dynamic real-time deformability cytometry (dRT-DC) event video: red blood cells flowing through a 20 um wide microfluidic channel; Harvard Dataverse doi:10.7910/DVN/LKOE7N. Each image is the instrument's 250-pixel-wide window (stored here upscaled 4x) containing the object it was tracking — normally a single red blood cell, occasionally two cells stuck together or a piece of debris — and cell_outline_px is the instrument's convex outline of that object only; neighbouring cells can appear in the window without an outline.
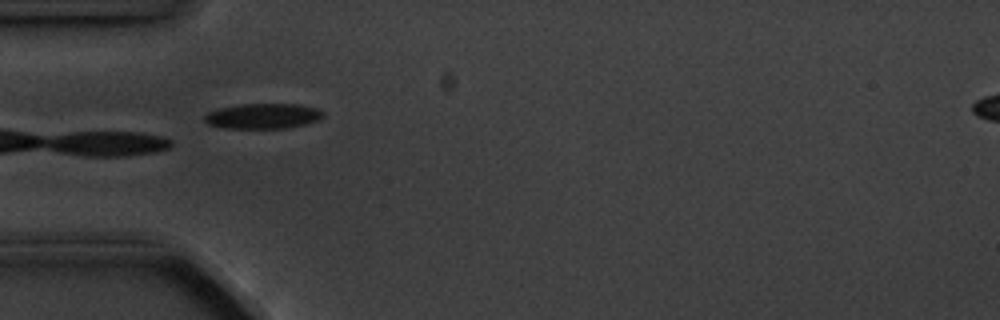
{"species": "common noctule bat (a hibernating species)", "species_latin": "Nyctalus noctula", "temperature_condition": "cold", "stored_images_in_passage": 5, "camera_frame_rate_fps": 3000, "um_per_image_px": 0.085, "animal": {"sex": "male", "body_mass_g": 20.1, "forearm_length_mm": 53.5}, "frame": {"image": 1, "passage_image": 5, "time_ms": 4.667, "image_size_px": [1000, 320], "cell_outline_px": [[324, 116], [316, 120], [304, 124], [288, 128], [224, 128], [208, 124], [204, 120], [204, 116], [208, 112], [220, 108], [240, 104], [300, 104], [316, 108], [324, 112]], "centroid_in_image_um": [22.35, 9.86], "position_along_channel_um": 62.7, "area_um2": 17.4}}